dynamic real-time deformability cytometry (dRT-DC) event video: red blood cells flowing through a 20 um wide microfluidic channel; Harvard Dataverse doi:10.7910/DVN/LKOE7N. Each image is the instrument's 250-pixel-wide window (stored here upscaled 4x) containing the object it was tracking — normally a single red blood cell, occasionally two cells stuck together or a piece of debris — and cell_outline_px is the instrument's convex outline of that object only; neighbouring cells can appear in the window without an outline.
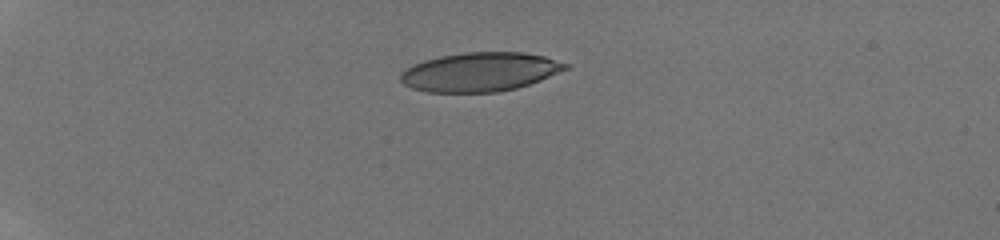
{"species": "human", "species_latin": "Homo sapiens", "temperature_condition": "room temperature", "stored_images_in_passage": 38, "camera_frame_rate_fps": 3000, "um_per_image_px": 0.085, "donor": {"sex": "male"}, "frame": {"image": 1, "passage_image": 1, "time_ms": 0.0, "image_size_px": [1000, 240], "cell_outline_px": [[568, 68], [540, 80], [516, 88], [496, 92], [428, 92], [412, 88], [404, 84], [400, 80], [400, 76], [408, 68], [424, 60], [440, 56], [464, 52], [524, 52], [544, 56], [568, 64]], "centroid_in_image_um": [40.8, 6.11], "position_along_channel_um": 44.2, "area_um2": 37.11}}
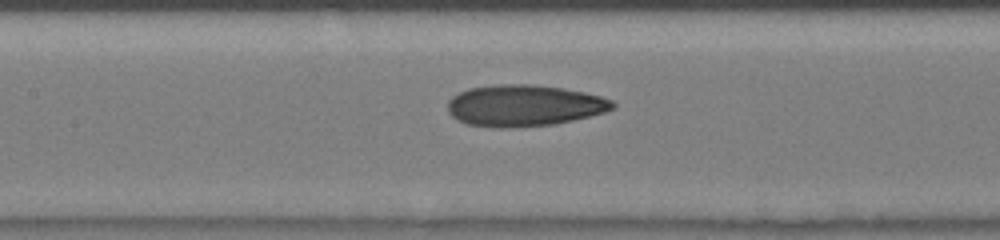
{"frame": {"image": 2, "passage_image": 14, "time_ms": 4.333, "image_size_px": [1000, 240], "cell_outline_px": [[616, 104], [612, 108], [604, 112], [572, 120], [552, 124], [500, 128], [468, 124], [452, 116], [448, 112], [448, 100], [452, 96], [468, 88], [500, 84], [532, 84], [564, 88], [584, 92], [600, 96], [612, 100]], "centroid_in_image_um": [44.53, 8.95], "position_along_channel_um": 162.9, "area_um2": 39.54}}
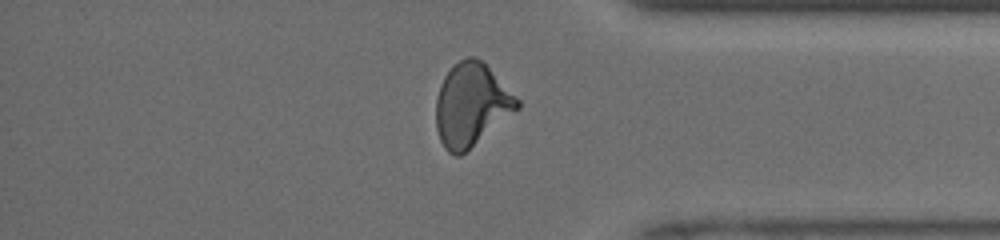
{"frame": {"image": 3, "passage_image": 31, "time_ms": 10.0, "image_size_px": [1000, 240], "cell_outline_px": [[520, 108], [460, 156], [456, 156], [448, 152], [444, 148], [440, 140], [436, 128], [436, 96], [440, 84], [444, 76], [460, 60], [468, 56], [472, 56], [480, 60], [520, 100]], "centroid_in_image_um": [40.04, 8.94], "position_along_channel_um": 395.2, "area_um2": 38.78}, "authors_computed_cell_mechanics": {"area_um2": 38.4659, "velocity_mm_per_s": 4.217, "shape_relaxation_time_tau1_ms": 7.8821, "shape_relaxation_time_tau2_ms": 1.94, "deformation_change_tau1": 0.2261, "deformation_change_tau2": 0.0943}}